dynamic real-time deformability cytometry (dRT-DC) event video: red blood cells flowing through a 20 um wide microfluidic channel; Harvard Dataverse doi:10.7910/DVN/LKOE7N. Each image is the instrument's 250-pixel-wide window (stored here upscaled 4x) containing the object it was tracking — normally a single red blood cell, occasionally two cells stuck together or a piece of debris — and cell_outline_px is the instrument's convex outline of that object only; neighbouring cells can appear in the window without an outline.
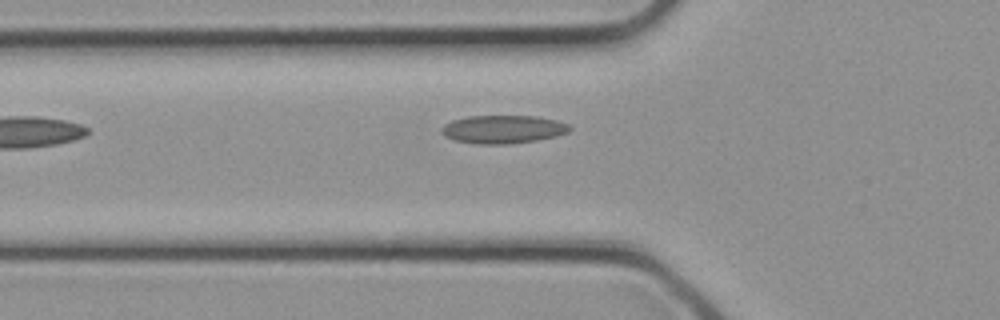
{"species": "common noctule bat (a hibernating species)", "species_latin": "Nyctalus noctula", "temperature_condition": "cold", "stored_images_in_passage": 22, "camera_frame_rate_fps": 3000, "um_per_image_px": 0.085, "animal": {"sex": "female", "body_mass_g": 21.9}, "frame": {"image": 1, "passage_image": 2, "time_ms": 0.333, "image_size_px": [1000, 320], "cell_outline_px": [[572, 128], [568, 132], [556, 136], [536, 140], [508, 144], [476, 144], [452, 140], [444, 136], [440, 132], [440, 128], [444, 124], [452, 120], [468, 116], [536, 116], [556, 120], [568, 124]], "centroid_in_image_um": [42.71, 10.99], "position_along_channel_um": 83.1, "area_um2": 21.21}}
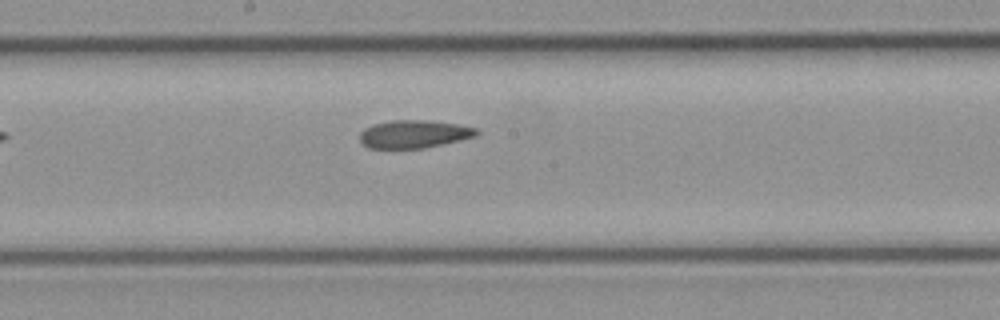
{"frame": {"image": 2, "passage_image": 8, "time_ms": 2.333, "image_size_px": [1000, 320], "cell_outline_px": [[480, 132], [476, 136], [460, 140], [424, 148], [368, 148], [360, 144], [360, 132], [364, 128], [372, 124], [392, 120], [428, 120], [456, 124], [476, 128]], "centroid_in_image_um": [35.15, 11.39], "position_along_channel_um": 213.1, "area_um2": 19.07}}
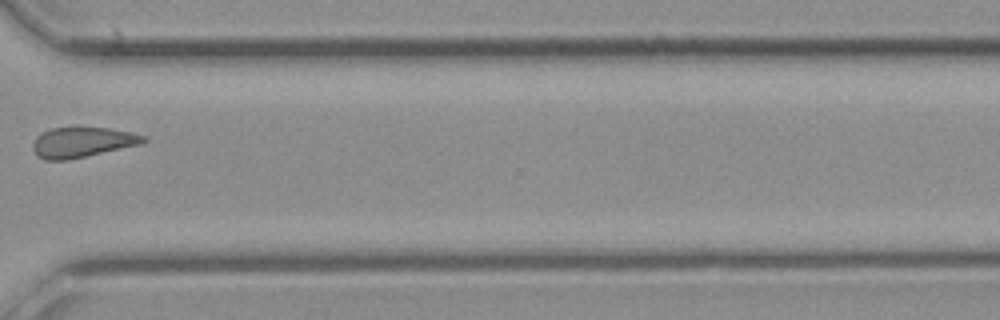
{"frame": {"image": 3, "passage_image": 15, "time_ms": 4.667, "image_size_px": [1000, 320], "cell_outline_px": [[148, 140], [140, 144], [68, 160], [44, 160], [36, 156], [32, 148], [32, 144], [36, 136], [52, 128], [108, 128], [132, 132], [148, 136]], "centroid_in_image_um": [6.99, 12.1], "position_along_channel_um": 363.6, "area_um2": 19.42}}